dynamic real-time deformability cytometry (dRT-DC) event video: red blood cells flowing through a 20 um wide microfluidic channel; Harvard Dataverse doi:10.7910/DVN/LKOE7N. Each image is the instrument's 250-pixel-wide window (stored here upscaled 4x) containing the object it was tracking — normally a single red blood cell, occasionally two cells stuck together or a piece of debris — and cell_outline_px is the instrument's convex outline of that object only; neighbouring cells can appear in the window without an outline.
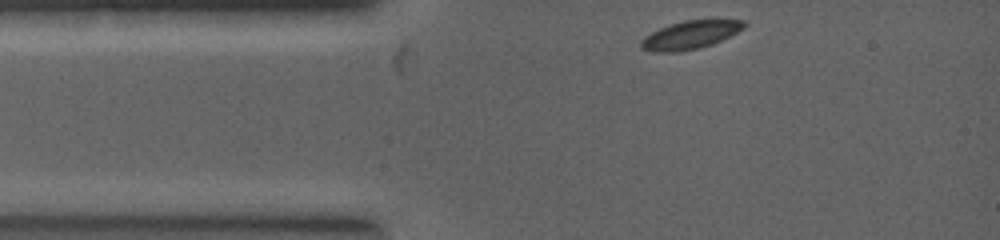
{"species": "common noctule bat (a hibernating species)", "species_latin": "Nyctalus noctula", "temperature_condition": "warm", "stored_images_in_passage": 11, "camera_frame_rate_fps": 5000, "um_per_image_px": 0.085, "animal": {"sex": "female", "body_mass_g": 19.0, "forearm_length_mm": 53.3}, "frame": {"image": 1, "passage_image": 1, "time_ms": 0.0, "image_size_px": [1000, 240], "cell_outline_px": [[748, 24], [744, 28], [712, 44], [696, 48], [676, 52], [656, 52], [640, 48], [640, 40], [644, 36], [660, 28], [684, 20], [744, 20]], "centroid_in_image_um": [58.64, 2.96], "position_along_channel_um": 26.4, "area_um2": 16.65}}
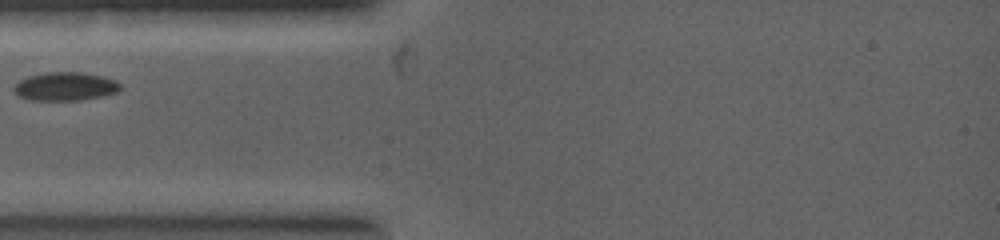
{"frame": {"image": 2, "passage_image": 4, "time_ms": 1.2, "image_size_px": [1000, 240], "cell_outline_px": [[120, 88], [116, 92], [100, 96], [76, 100], [32, 100], [20, 96], [12, 88], [20, 80], [28, 76], [48, 72], [80, 72], [100, 76], [116, 80], [120, 84]], "centroid_in_image_um": [5.53, 7.34], "position_along_channel_um": 79.5, "area_um2": 17.28}}